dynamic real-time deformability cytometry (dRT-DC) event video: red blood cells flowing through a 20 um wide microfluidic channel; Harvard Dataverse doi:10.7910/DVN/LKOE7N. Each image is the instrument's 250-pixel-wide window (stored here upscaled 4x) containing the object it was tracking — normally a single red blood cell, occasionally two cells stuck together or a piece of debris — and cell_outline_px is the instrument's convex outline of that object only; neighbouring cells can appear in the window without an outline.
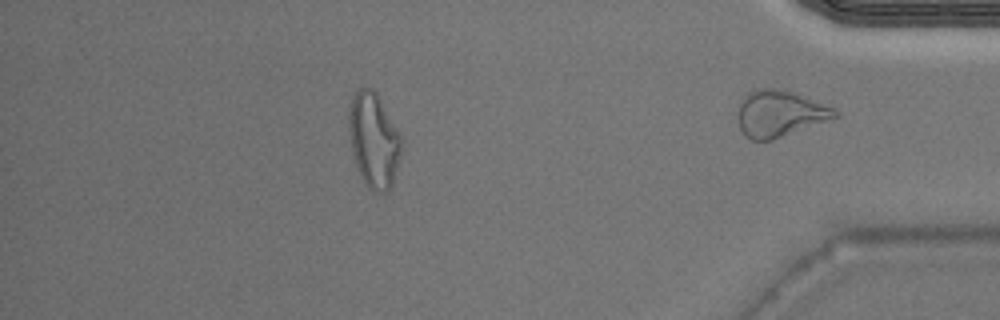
{"species": "Egyptian fruit bat (a non-hibernating species)", "species_latin": "Rousettus aegyptiacus", "temperature_condition": "warm", "stored_images_in_passage": 39, "camera_frame_rate_fps": 3000, "um_per_image_px": 0.085, "animal": {"sex": "male"}, "frame": {"image": 1, "passage_image": 39, "time_ms": 12.667, "image_size_px": [1000, 320], "cell_outline_px": [[840, 116], [772, 140], [752, 140], [744, 136], [740, 128], [736, 116], [736, 112], [740, 100], [748, 92], [756, 88], [772, 88], [792, 92], [832, 108], [840, 112]], "centroid_in_image_um": [66.2, 9.66], "position_along_channel_um": 369.0, "area_um2": 26.18}}